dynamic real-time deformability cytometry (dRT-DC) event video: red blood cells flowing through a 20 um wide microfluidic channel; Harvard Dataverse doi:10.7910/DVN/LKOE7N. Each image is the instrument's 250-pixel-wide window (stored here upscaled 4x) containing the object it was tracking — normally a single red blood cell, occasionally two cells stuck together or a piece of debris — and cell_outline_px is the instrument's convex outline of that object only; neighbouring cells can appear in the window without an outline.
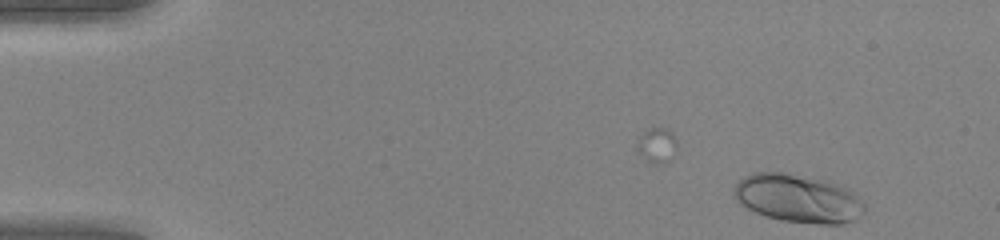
{"species": "human", "species_latin": "Homo sapiens", "temperature_condition": "warm", "stored_images_in_passage": 10, "camera_frame_rate_fps": 3000, "um_per_image_px": 0.085, "donor": {"sex": "female"}, "frame": {"image": 1, "passage_image": 10, "time_ms": 3.0, "image_size_px": [1000, 240], "cell_outline_px": [[864, 212], [856, 220], [840, 224], [820, 224], [780, 220], [764, 216], [740, 204], [736, 200], [732, 188], [744, 176], [752, 172], [784, 172], [828, 180], [848, 188], [864, 204]], "centroid_in_image_um": [67.82, 16.86], "position_along_channel_um": 17.2, "area_um2": 36.93}}